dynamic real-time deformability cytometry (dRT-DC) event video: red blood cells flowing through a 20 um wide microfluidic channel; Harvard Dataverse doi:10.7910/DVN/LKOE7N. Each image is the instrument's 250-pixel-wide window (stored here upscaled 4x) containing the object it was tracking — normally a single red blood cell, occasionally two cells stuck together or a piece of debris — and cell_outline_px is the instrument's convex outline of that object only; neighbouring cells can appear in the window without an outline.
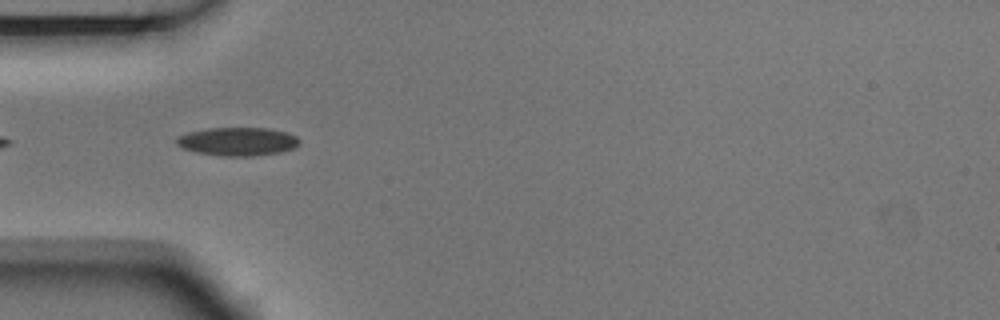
{"species": "Egyptian fruit bat (a non-hibernating species)", "species_latin": "Rousettus aegyptiacus", "temperature_condition": "room temperature", "stored_images_in_passage": 5, "camera_frame_rate_fps": 3000, "um_per_image_px": 0.085, "animal": {"sex": "male"}, "frame": {"image": 1, "passage_image": 3, "time_ms": 0.667, "image_size_px": [1000, 320], "cell_outline_px": [[300, 140], [292, 148], [280, 152], [252, 156], [220, 156], [196, 152], [184, 148], [176, 144], [176, 136], [188, 132], [208, 128], [268, 128], [288, 132], [296, 136]], "centroid_in_image_um": [20.17, 12.02], "position_along_channel_um": 64.8, "area_um2": 20.29}}
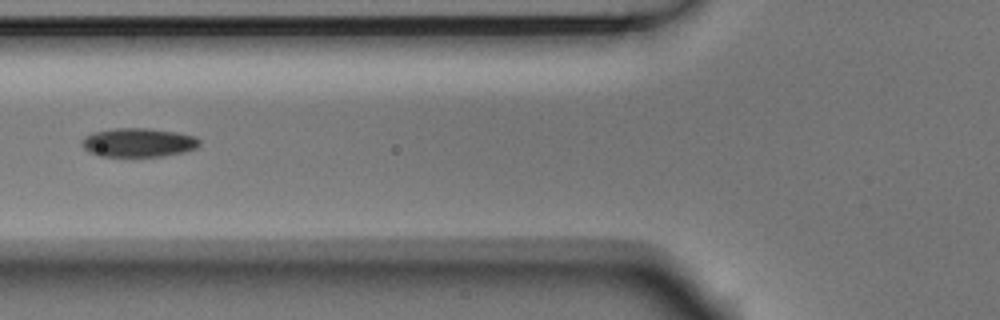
{"frame": {"image": 2, "passage_image": 4, "time_ms": 1.0, "image_size_px": [1000, 320], "cell_outline_px": [[200, 144], [196, 148], [184, 152], [160, 156], [100, 156], [88, 152], [84, 148], [80, 140], [84, 136], [92, 132], [116, 128], [148, 128], [176, 132], [196, 136], [200, 140]], "centroid_in_image_um": [11.74, 12.11], "position_along_channel_um": 114.1, "area_um2": 19.88}}
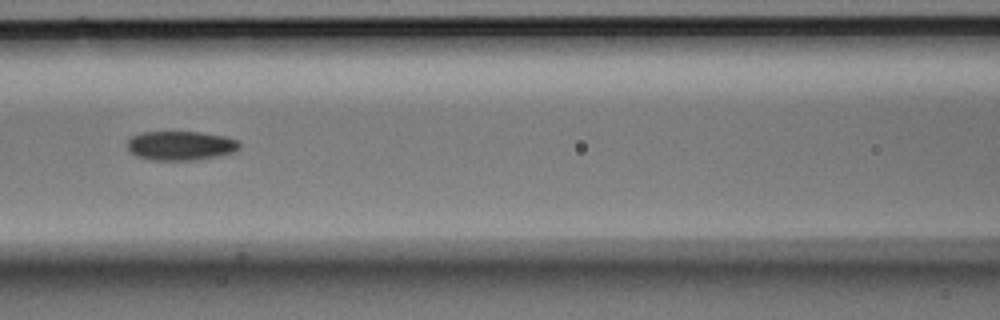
{"frame": {"image": 3, "passage_image": 5, "time_ms": 1.333, "image_size_px": [1000, 320], "cell_outline_px": [[240, 148], [236, 152], [196, 160], [152, 160], [136, 156], [128, 152], [128, 140], [132, 136], [140, 132], [200, 132], [224, 136], [236, 140], [240, 144]], "centroid_in_image_um": [15.34, 12.38], "position_along_channel_um": 151.3, "area_um2": 19.19}}